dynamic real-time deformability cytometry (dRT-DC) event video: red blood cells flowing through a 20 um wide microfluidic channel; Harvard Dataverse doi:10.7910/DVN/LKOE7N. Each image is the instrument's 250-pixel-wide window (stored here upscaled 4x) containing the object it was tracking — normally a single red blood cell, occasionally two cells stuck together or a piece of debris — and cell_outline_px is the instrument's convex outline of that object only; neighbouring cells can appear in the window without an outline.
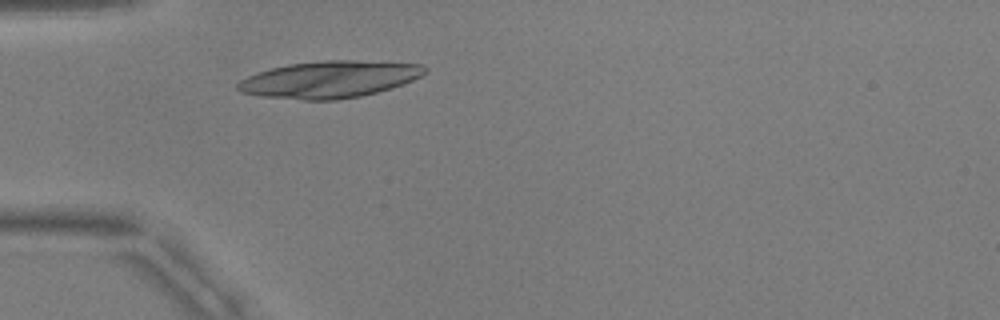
{"species": "common noctule bat (a hibernating species)", "species_latin": "Nyctalus noctula", "temperature_condition": "warm", "stored_images_in_passage": 38, "camera_frame_rate_fps": 3000, "um_per_image_px": 0.085, "animal": {"sex": "male", "body_mass_g": 17.9, "forearm_length_mm": 54.2}, "frame": {"image": 1, "passage_image": 1, "time_ms": 0.0, "image_size_px": [1000, 320], "cell_outline_px": [[428, 72], [412, 80], [392, 88], [360, 96], [336, 100], [304, 100], [260, 96], [240, 92], [236, 88], [236, 84], [240, 80], [248, 76], [272, 68], [288, 64], [324, 60], [352, 60], [424, 64], [428, 68]], "centroid_in_image_um": [28.02, 6.75], "position_along_channel_um": 57.0, "area_um2": 40.23}}
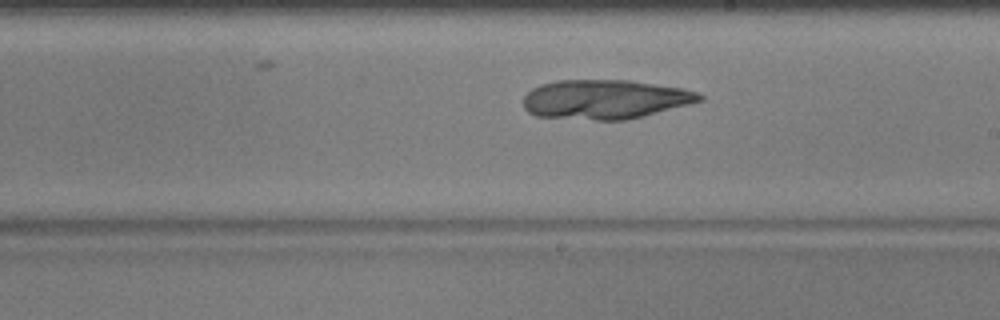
{"frame": {"image": 2, "passage_image": 16, "time_ms": 5.0, "image_size_px": [1000, 320], "cell_outline_px": [[704, 100], [624, 120], [596, 120], [536, 116], [528, 112], [524, 108], [524, 96], [532, 88], [540, 84], [556, 80], [628, 80], [684, 88], [696, 92], [704, 96]], "centroid_in_image_um": [51.39, 8.43], "position_along_channel_um": 237.6, "area_um2": 40.17}}
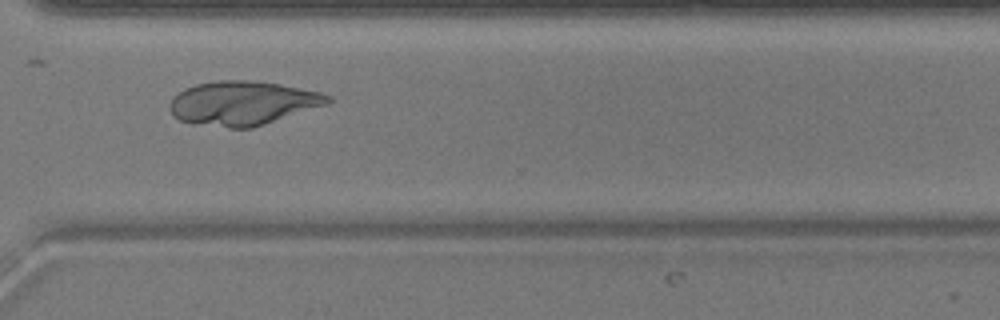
{"frame": {"image": 3, "passage_image": 25, "time_ms": 8.0, "image_size_px": [1000, 320], "cell_outline_px": [[332, 100], [328, 104], [252, 128], [228, 128], [192, 124], [180, 120], [172, 116], [172, 100], [184, 88], [196, 84], [216, 80], [248, 80], [280, 84], [320, 92], [332, 96]], "centroid_in_image_um": [20.65, 8.77], "position_along_channel_um": 350.0, "area_um2": 40.52}}